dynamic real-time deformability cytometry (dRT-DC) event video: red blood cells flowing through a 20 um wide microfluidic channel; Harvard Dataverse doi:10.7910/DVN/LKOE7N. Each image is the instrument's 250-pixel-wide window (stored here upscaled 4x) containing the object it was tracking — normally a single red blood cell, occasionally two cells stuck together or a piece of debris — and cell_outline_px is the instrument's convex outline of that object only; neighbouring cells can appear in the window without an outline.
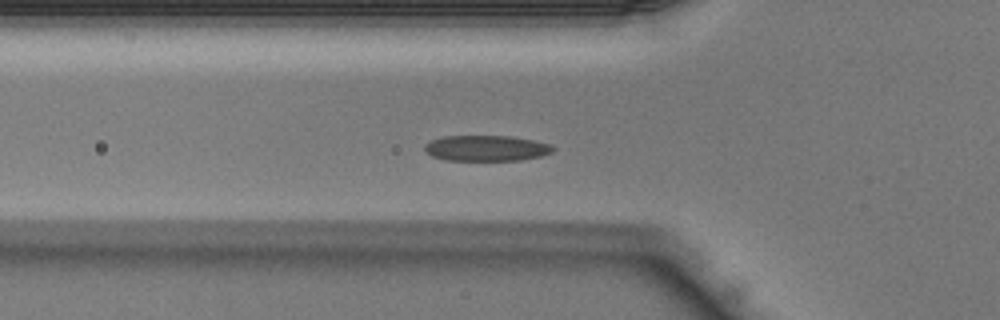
{"species": "Egyptian fruit bat (a non-hibernating species)", "species_latin": "Rousettus aegyptiacus", "temperature_condition": "warm", "stored_images_in_passage": 39, "camera_frame_rate_fps": 3000, "um_per_image_px": 0.085, "animal": {"sex": "male"}, "frame": {"image": 1, "passage_image": 10, "time_ms": 3.0, "image_size_px": [1000, 320], "cell_outline_px": [[556, 148], [552, 152], [540, 156], [520, 160], [444, 160], [432, 156], [424, 148], [424, 144], [432, 140], [444, 136], [508, 136], [532, 140], [552, 144]], "centroid_in_image_um": [41.35, 12.59], "position_along_channel_um": 84.5, "area_um2": 19.13}}
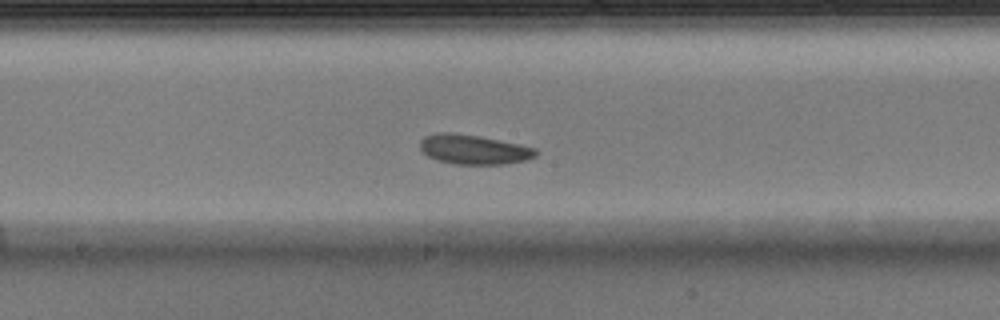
{"frame": {"image": 2, "passage_image": 18, "time_ms": 5.667, "image_size_px": [1000, 320], "cell_outline_px": [[540, 152], [536, 156], [524, 160], [504, 164], [456, 164], [440, 160], [428, 156], [420, 148], [420, 140], [424, 136], [436, 132], [452, 132], [480, 136], [520, 144], [536, 148]], "centroid_in_image_um": [40.28, 12.69], "position_along_channel_um": 207.9, "area_um2": 20.0}}
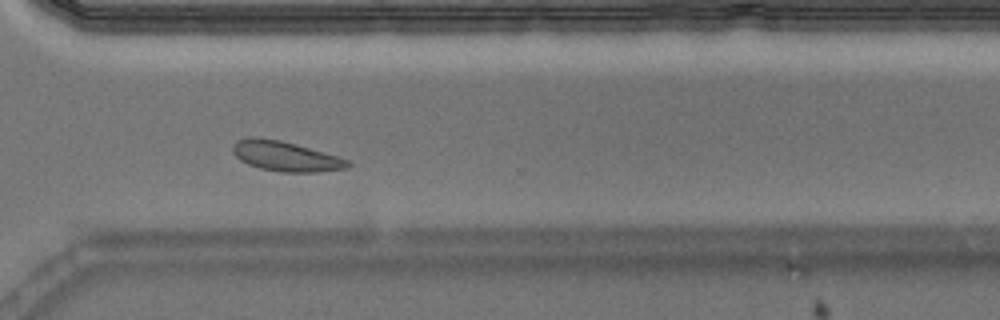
{"frame": {"image": 3, "passage_image": 27, "time_ms": 8.667, "image_size_px": [1000, 320], "cell_outline_px": [[352, 164], [348, 168], [316, 172], [280, 172], [260, 168], [248, 164], [240, 160], [232, 152], [232, 144], [236, 140], [248, 136], [256, 136], [280, 140], [296, 144], [336, 156], [348, 160]], "centroid_in_image_um": [24.22, 13.27], "position_along_channel_um": 346.4, "area_um2": 20.17}}